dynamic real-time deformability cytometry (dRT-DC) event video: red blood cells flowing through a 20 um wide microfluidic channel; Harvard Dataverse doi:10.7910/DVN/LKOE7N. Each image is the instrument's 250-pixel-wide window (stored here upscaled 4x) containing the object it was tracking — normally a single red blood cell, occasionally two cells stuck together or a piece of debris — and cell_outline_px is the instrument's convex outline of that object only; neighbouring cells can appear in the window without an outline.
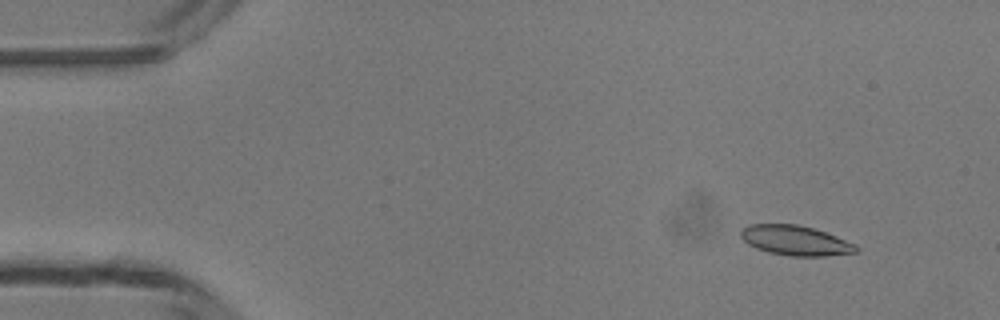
{"species": "common noctule bat (a hibernating species)", "species_latin": "Nyctalus noctula", "temperature_condition": "room temperature", "stored_images_in_passage": 49, "camera_frame_rate_fps": 3000, "um_per_image_px": 0.085, "animal": {"sex": "male", "body_mass_g": 13.3}, "frame": {"image": 1, "passage_image": 5, "time_ms": 1.333, "image_size_px": [1000, 320], "cell_outline_px": [[860, 248], [856, 252], [824, 256], [792, 256], [768, 252], [756, 248], [748, 244], [740, 236], [740, 232], [748, 224], [796, 224], [812, 228], [836, 236], [856, 244]], "centroid_in_image_um": [67.61, 20.44], "position_along_channel_um": 17.4, "area_um2": 19.94}}
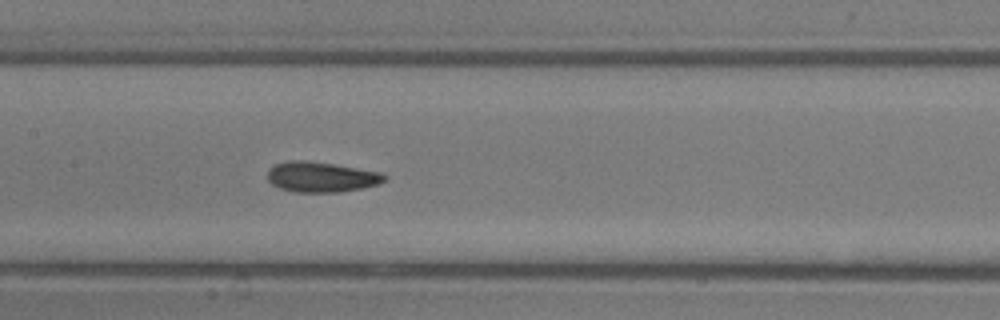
{"frame": {"image": 2, "passage_image": 24, "time_ms": 7.667, "image_size_px": [1000, 320], "cell_outline_px": [[388, 176], [380, 184], [364, 188], [336, 192], [292, 192], [280, 188], [272, 184], [268, 180], [268, 168], [276, 164], [288, 160], [308, 160], [380, 172]], "centroid_in_image_um": [27.29, 15.04], "position_along_channel_um": 180.1, "area_um2": 20.69}}
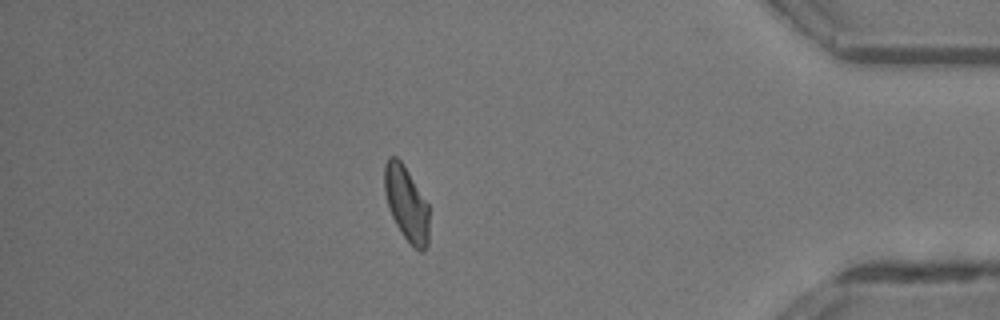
{"frame": {"image": 3, "passage_image": 43, "time_ms": 14.0, "image_size_px": [1000, 320], "cell_outline_px": [[428, 244], [424, 252], [420, 252], [400, 232], [392, 216], [384, 192], [384, 164], [388, 156], [396, 156], [404, 164], [428, 204]], "centroid_in_image_um": [34.53, 17.27], "position_along_channel_um": 400.7, "area_um2": 19.36}, "authors_computed_cell_mechanics": {"area_um2": 20.23, "velocity_mm_per_s": 4.1507, "shape_relaxation_time_tau1_ms": 3.2493, "shape_relaxation_time_tau2_ms": 1.7447, "deformation_change_tau1": 0.0988, "deformation_change_tau2": 0.0636}}